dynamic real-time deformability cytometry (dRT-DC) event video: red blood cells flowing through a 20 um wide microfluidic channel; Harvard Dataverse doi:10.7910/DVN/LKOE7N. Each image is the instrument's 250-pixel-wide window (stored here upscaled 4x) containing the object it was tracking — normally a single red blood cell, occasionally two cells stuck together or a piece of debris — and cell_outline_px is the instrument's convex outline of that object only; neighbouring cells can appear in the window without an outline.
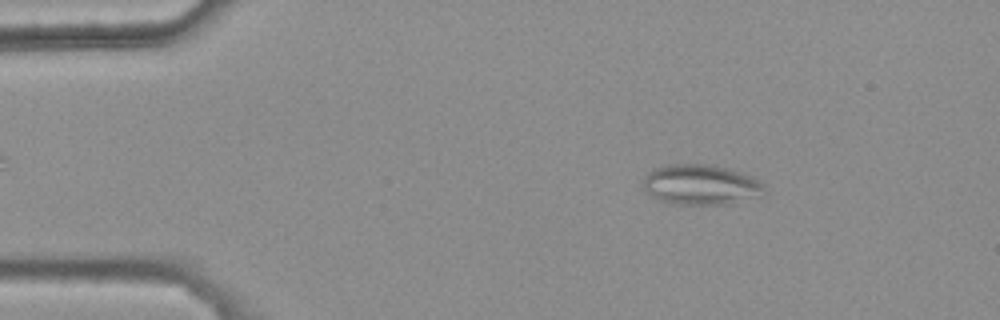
{"species": "common noctule bat (a hibernating species)", "species_latin": "Nyctalus noctula", "temperature_condition": "warm", "stored_images_in_passage": 45, "camera_frame_rate_fps": 3000, "um_per_image_px": 0.085, "animal": {"sex": "female", "body_mass_g": 25.1}, "frame": {"image": 1, "passage_image": 7, "time_ms": 2.0, "image_size_px": [1000, 320], "cell_outline_px": [[764, 196], [732, 204], [676, 204], [660, 200], [652, 196], [644, 188], [644, 176], [652, 168], [668, 164], [704, 164], [724, 168], [752, 176], [764, 184]], "centroid_in_image_um": [59.6, 15.71], "position_along_channel_um": 25.4, "area_um2": 28.5}}
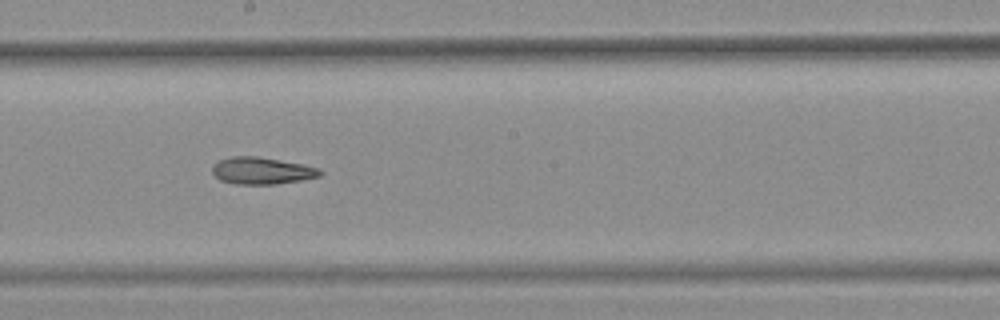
{"frame": {"image": 2, "passage_image": 28, "time_ms": 9.0, "image_size_px": [1000, 320], "cell_outline_px": [[324, 172], [320, 176], [300, 180], [276, 184], [236, 184], [220, 180], [212, 172], [212, 164], [220, 160], [232, 156], [256, 156], [300, 164], [320, 168]], "centroid_in_image_um": [22.24, 14.51], "position_along_channel_um": 226.0, "area_um2": 16.82}}
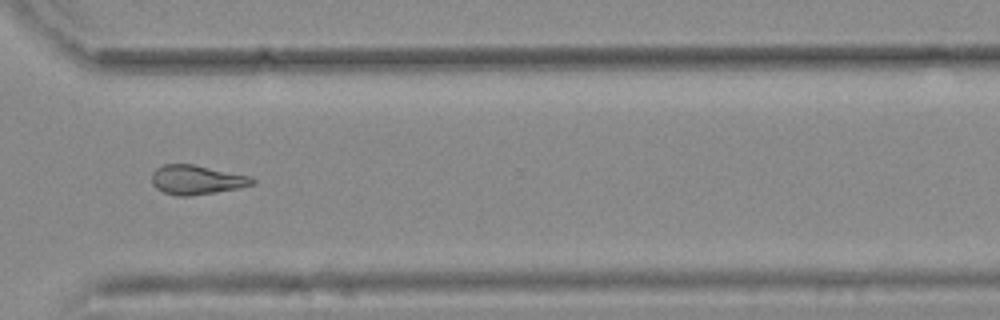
{"frame": {"image": 3, "passage_image": 38, "time_ms": 12.333, "image_size_px": [1000, 320], "cell_outline_px": [[256, 184], [240, 188], [188, 196], [176, 196], [164, 192], [156, 188], [152, 184], [152, 172], [156, 168], [164, 164], [192, 164], [248, 176], [256, 180]], "centroid_in_image_um": [16.69, 15.29], "position_along_channel_um": 353.9, "area_um2": 17.05}}